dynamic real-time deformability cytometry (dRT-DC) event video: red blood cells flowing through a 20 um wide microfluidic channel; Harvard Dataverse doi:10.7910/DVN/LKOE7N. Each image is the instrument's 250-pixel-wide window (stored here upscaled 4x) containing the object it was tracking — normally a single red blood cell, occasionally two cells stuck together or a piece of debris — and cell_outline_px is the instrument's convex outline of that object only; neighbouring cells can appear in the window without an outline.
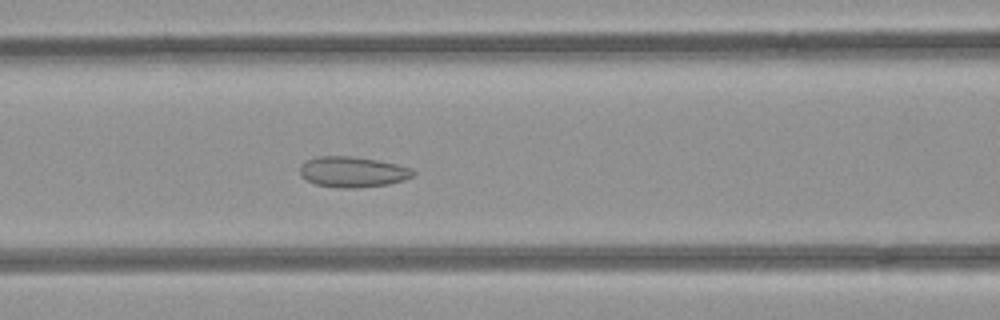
{"species": "common noctule bat (a hibernating species)", "species_latin": "Nyctalus noctula", "temperature_condition": "room temperature", "stored_images_in_passage": 52, "camera_frame_rate_fps": 3000, "um_per_image_px": 0.085, "animal": {"sex": "female", "body_mass_g": 21.9}, "frame": {"image": 1, "passage_image": 22, "time_ms": 7.0, "image_size_px": [1000, 320], "cell_outline_px": [[416, 172], [412, 176], [404, 180], [388, 184], [356, 188], [336, 188], [316, 184], [300, 176], [300, 164], [304, 160], [316, 156], [352, 156], [376, 160], [396, 164], [412, 168]], "centroid_in_image_um": [29.94, 14.61], "position_along_channel_um": 136.7, "area_um2": 20.35}}
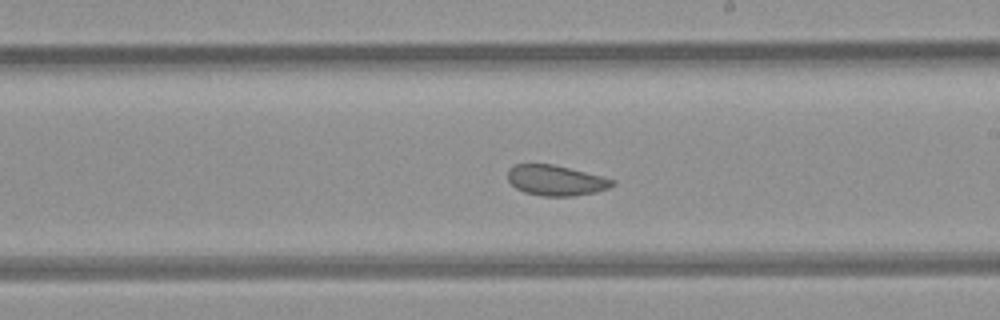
{"frame": {"image": 2, "passage_image": 30, "time_ms": 9.667, "image_size_px": [1000, 320], "cell_outline_px": [[616, 184], [608, 188], [596, 192], [572, 196], [540, 196], [524, 192], [516, 188], [508, 180], [508, 168], [512, 164], [552, 164], [604, 176], [616, 180]], "centroid_in_image_um": [47.26, 15.33], "position_along_channel_um": 241.7, "area_um2": 18.73}}
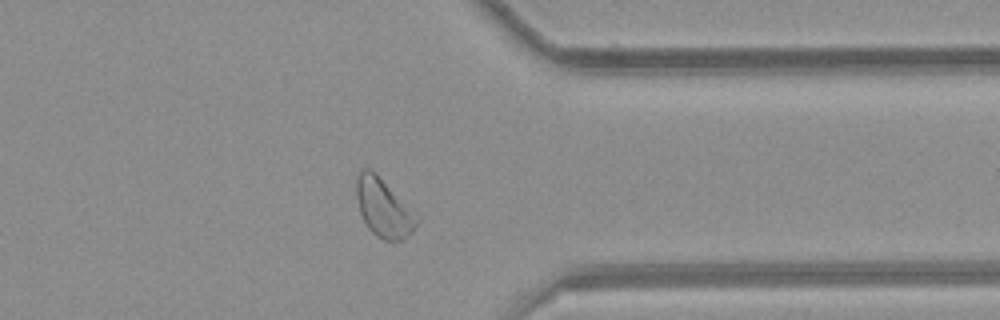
{"frame": {"image": 3, "passage_image": 41, "time_ms": 13.333, "image_size_px": [1000, 320], "cell_outline_px": [[420, 220], [416, 228], [404, 240], [384, 240], [376, 236], [368, 228], [360, 212], [356, 196], [356, 176], [360, 168], [368, 168], [420, 216]], "centroid_in_image_um": [32.62, 17.71], "position_along_channel_um": 378.8, "area_um2": 20.4}, "authors_computed_cell_mechanics": {"area_um2": 22.3397, "velocity_mm_per_s": 3.9511, "shape_relaxation_time_tau1_ms": null, "shape_relaxation_time_tau2_ms": 2.0653, "deformation_change_tau1": null, "deformation_change_tau2": 0.0654}}